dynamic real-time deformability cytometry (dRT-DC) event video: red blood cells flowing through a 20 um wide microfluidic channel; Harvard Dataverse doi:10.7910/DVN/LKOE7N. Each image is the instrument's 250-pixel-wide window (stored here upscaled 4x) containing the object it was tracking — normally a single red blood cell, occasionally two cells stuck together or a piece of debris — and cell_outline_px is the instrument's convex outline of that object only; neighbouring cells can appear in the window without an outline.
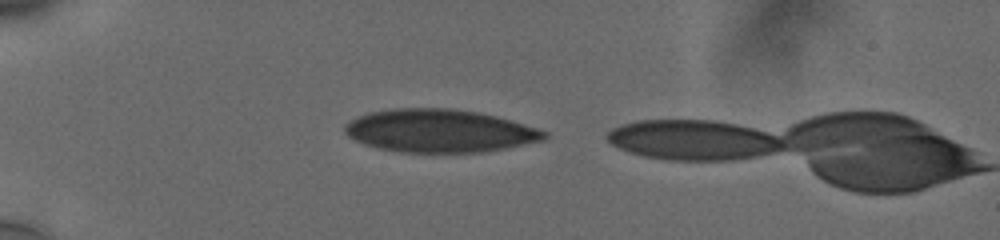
{"species": "human", "species_latin": "Homo sapiens", "temperature_condition": "cold", "stored_images_in_passage": 2, "camera_frame_rate_fps": 3000, "um_per_image_px": 0.085, "donor": {"sex": "male"}, "frame": {"image": 1, "passage_image": 1, "time_ms": 0.0, "image_size_px": [1000, 240], "cell_outline_px": [[548, 136], [544, 140], [504, 148], [480, 152], [400, 152], [376, 148], [364, 144], [348, 136], [344, 132], [344, 124], [368, 112], [392, 108], [452, 108], [476, 112], [496, 116], [536, 128], [548, 132]], "centroid_in_image_um": [37.32, 11.12], "position_along_channel_um": 47.7, "area_um2": 49.77}}